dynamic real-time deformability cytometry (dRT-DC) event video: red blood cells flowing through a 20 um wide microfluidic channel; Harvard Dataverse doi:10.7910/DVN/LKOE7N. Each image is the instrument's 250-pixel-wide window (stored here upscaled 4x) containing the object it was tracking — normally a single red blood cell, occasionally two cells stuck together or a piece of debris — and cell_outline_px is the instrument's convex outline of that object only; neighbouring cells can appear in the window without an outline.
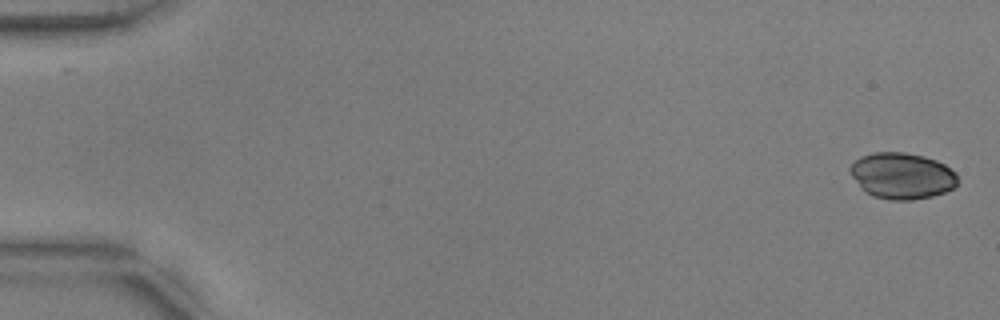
{"species": "common noctule bat (a hibernating species)", "species_latin": "Nyctalus noctula", "temperature_condition": "warm", "stored_images_in_passage": 40, "camera_frame_rate_fps": 3000, "um_per_image_px": 0.085, "animal": {"sex": "male", "body_mass_g": 17.9, "forearm_length_mm": 54.2}, "frame": {"image": 1, "passage_image": 1, "time_ms": 0.0, "image_size_px": [1000, 320], "cell_outline_px": [[956, 184], [952, 188], [944, 192], [932, 196], [912, 200], [888, 200], [872, 196], [860, 188], [852, 176], [848, 168], [860, 156], [872, 152], [904, 152], [924, 156], [936, 160], [944, 164], [956, 172]], "centroid_in_image_um": [76.64, 14.94], "position_along_channel_um": 8.4, "area_um2": 29.07}}
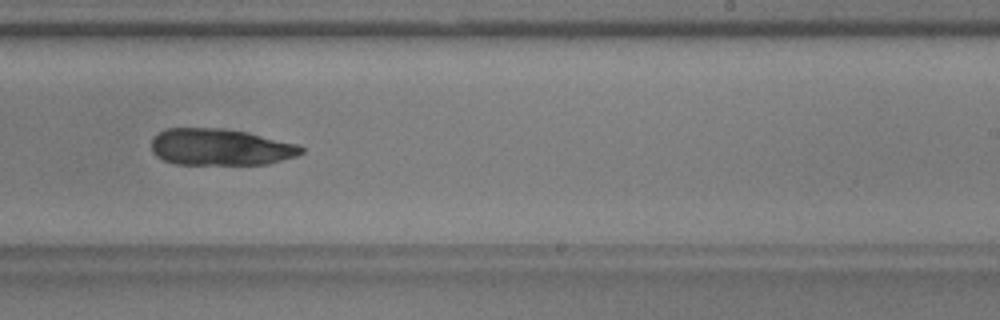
{"frame": {"image": 2, "passage_image": 34, "time_ms": 11.0, "image_size_px": [1000, 320], "cell_outline_px": [[304, 152], [296, 156], [268, 164], [176, 164], [164, 160], [156, 156], [152, 152], [152, 136], [168, 128], [224, 128], [248, 132], [300, 144], [304, 148]], "centroid_in_image_um": [18.76, 12.5], "position_along_channel_um": 270.2, "area_um2": 32.25}}
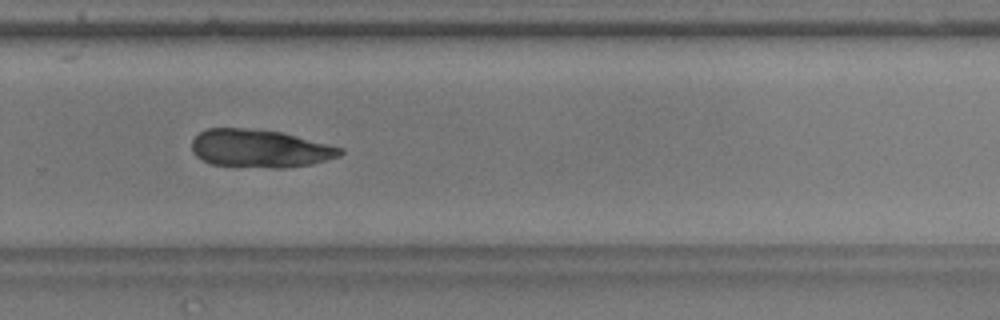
{"frame": {"image": 3, "passage_image": 37, "time_ms": 12.0, "image_size_px": [1000, 320], "cell_outline_px": [[344, 152], [340, 156], [312, 164], [288, 168], [272, 168], [208, 164], [196, 156], [192, 152], [192, 140], [200, 132], [208, 128], [244, 128], [280, 132], [344, 148]], "centroid_in_image_um": [22.08, 12.64], "position_along_channel_um": 307.7, "area_um2": 32.89}}